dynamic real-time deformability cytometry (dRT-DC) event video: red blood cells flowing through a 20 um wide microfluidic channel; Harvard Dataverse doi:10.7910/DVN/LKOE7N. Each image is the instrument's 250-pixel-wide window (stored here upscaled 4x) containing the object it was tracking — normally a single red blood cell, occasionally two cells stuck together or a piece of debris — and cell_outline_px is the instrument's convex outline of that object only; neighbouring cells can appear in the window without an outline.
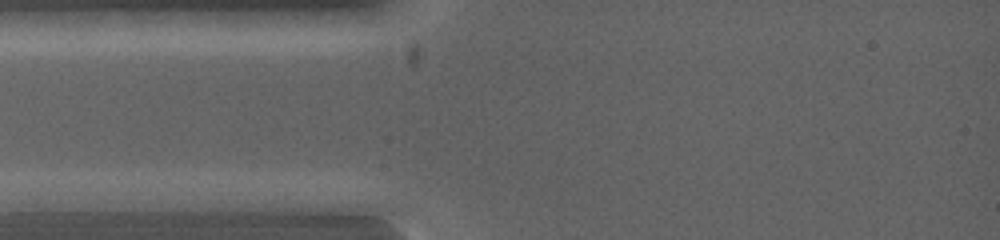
{"species": "common noctule bat (a hibernating species)", "species_latin": "Nyctalus noctula", "temperature_condition": "warm", "stored_images_in_passage": 4, "segment_of_instrument_passage": [1, 2], "camera_frame_rate_fps": 5000, "um_per_image_px": 0.085, "animal": {"sex": "female", "body_mass_g": 19.0, "forearm_length_mm": 53.3}, "frame": {"image": 1, "passage_image": 2, "time_ms": 0.4, "image_size_px": [1000, 240], "cell_outline_px": [[132, 200], [120, 212], [16, 212], [12, 200], [40, 192], [80, 192]], "centroid_in_image_um": [5.87, 17.25], "position_along_channel_um": 79.1, "area_um2": 14.33}}